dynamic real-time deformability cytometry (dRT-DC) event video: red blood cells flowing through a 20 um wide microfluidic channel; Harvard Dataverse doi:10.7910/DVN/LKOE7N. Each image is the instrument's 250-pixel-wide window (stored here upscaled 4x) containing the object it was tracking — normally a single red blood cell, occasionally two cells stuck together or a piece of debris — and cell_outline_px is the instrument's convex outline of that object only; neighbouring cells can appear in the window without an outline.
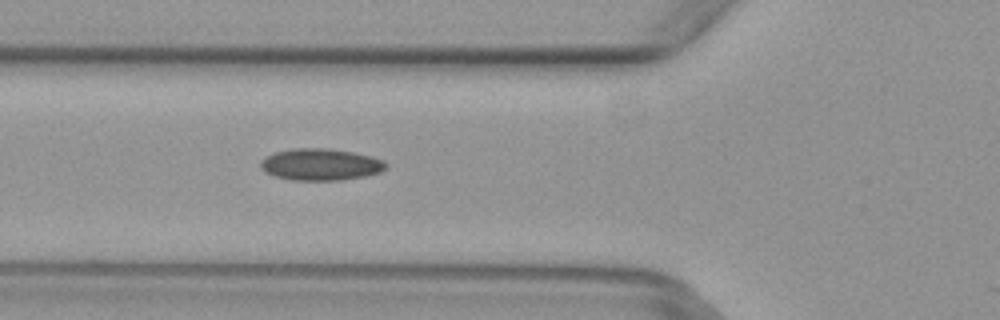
{"species": "common noctule bat (a hibernating species)", "species_latin": "Nyctalus noctula", "temperature_condition": "warm", "stored_images_in_passage": 2, "camera_frame_rate_fps": 3000, "um_per_image_px": 0.085, "animal": {"sex": "female", "body_mass_g": 29.2, "forearm_length_mm": 56.3}, "frame": {"image": 1, "passage_image": 2, "time_ms": 0.333, "image_size_px": [1000, 320], "cell_outline_px": [[388, 168], [380, 172], [364, 176], [340, 180], [292, 180], [272, 176], [264, 172], [260, 168], [260, 164], [268, 156], [276, 152], [292, 148], [328, 148], [352, 152], [372, 156], [384, 160], [388, 164]], "centroid_in_image_um": [27.28, 13.98], "position_along_channel_um": 98.5, "area_um2": 23.29}}